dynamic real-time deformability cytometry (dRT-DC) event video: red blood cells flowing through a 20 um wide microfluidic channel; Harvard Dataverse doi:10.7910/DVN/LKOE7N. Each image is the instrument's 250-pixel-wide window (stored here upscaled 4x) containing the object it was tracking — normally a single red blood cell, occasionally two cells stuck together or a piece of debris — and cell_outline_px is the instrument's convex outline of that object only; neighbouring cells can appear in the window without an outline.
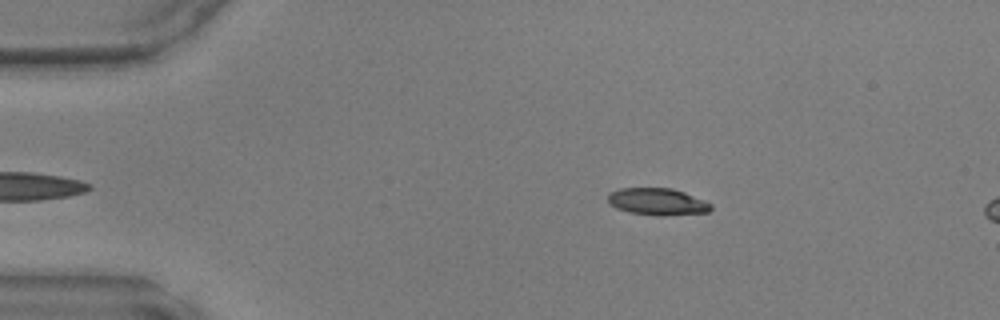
{"species": "common noctule bat (a hibernating species)", "species_latin": "Nyctalus noctula", "temperature_condition": "warm", "stored_images_in_passage": 9, "camera_frame_rate_fps": 3000, "um_per_image_px": 0.085, "animal": {"sex": "male", "body_mass_g": 17.9, "forearm_length_mm": 54.2}, "frame": {"image": 1, "passage_image": 4, "time_ms": 1.0, "image_size_px": [1000, 320], "cell_outline_px": [[712, 208], [708, 212], [660, 216], [628, 212], [616, 208], [608, 204], [608, 192], [620, 188], [672, 188], [684, 192], [704, 200], [712, 204]], "centroid_in_image_um": [55.85, 17.14], "position_along_channel_um": 29.2, "area_um2": 16.3}}